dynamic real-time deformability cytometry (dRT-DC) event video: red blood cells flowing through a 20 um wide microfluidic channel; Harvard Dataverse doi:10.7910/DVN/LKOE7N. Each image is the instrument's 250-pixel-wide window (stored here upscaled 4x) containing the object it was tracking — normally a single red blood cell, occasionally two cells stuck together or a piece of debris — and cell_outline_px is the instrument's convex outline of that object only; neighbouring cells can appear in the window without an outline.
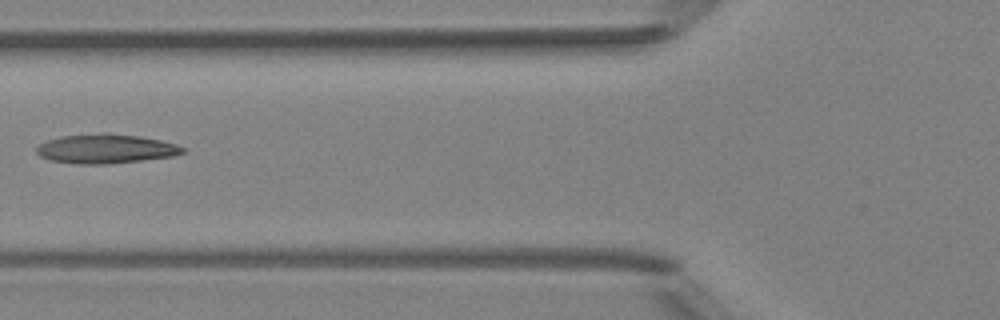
{"species": "Egyptian fruit bat (a non-hibernating species)", "species_latin": "Rousettus aegyptiacus", "temperature_condition": "room temperature", "stored_images_in_passage": 6, "camera_frame_rate_fps": 3000, "um_per_image_px": 0.085, "animal": {"sex": "female"}, "frame": {"image": 1, "passage_image": 6, "time_ms": 6.333, "image_size_px": [1000, 320], "cell_outline_px": [[188, 148], [184, 152], [176, 156], [104, 164], [76, 164], [52, 160], [40, 156], [36, 152], [36, 148], [40, 144], [48, 140], [60, 136], [104, 132], [108, 132], [140, 136], [160, 140], [176, 144]], "centroid_in_image_um": [9.02, 12.63], "position_along_channel_um": 116.8, "area_um2": 25.09}}